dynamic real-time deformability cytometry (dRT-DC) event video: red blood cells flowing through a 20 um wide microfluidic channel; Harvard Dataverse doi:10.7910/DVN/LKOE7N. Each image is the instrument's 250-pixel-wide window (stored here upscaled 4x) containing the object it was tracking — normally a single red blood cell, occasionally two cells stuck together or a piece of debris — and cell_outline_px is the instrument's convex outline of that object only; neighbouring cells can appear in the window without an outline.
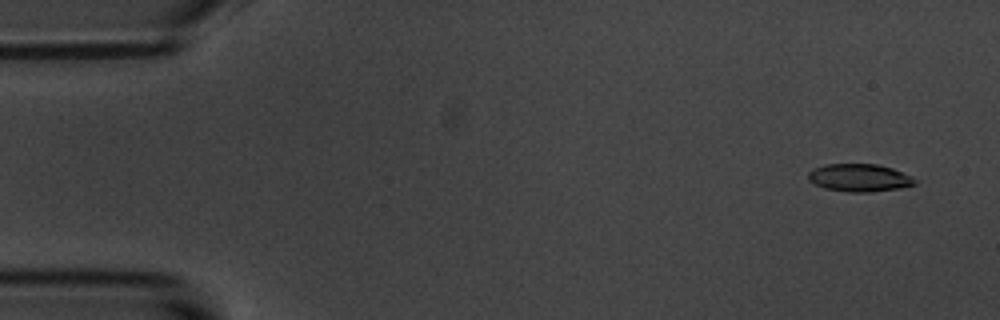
{"species": "common noctule bat (a hibernating species)", "species_latin": "Nyctalus noctula", "temperature_condition": "room temperature", "stored_images_in_passage": 6, "segment_of_instrument_passage": [2, 2], "camera_frame_rate_fps": 3000, "um_per_image_px": 0.085, "animal": {"sex": "male", "body_mass_g": 20.1, "forearm_length_mm": 53.5}, "frame": {"image": 1, "passage_image": 6, "time_ms": 5.667, "image_size_px": [1000, 320], "cell_outline_px": [[916, 184], [896, 188], [872, 192], [848, 192], [824, 188], [808, 180], [808, 172], [812, 168], [824, 164], [876, 164], [892, 168], [912, 176], [916, 180]], "centroid_in_image_um": [73.01, 15.1], "position_along_channel_um": 12.0, "area_um2": 17.22}}